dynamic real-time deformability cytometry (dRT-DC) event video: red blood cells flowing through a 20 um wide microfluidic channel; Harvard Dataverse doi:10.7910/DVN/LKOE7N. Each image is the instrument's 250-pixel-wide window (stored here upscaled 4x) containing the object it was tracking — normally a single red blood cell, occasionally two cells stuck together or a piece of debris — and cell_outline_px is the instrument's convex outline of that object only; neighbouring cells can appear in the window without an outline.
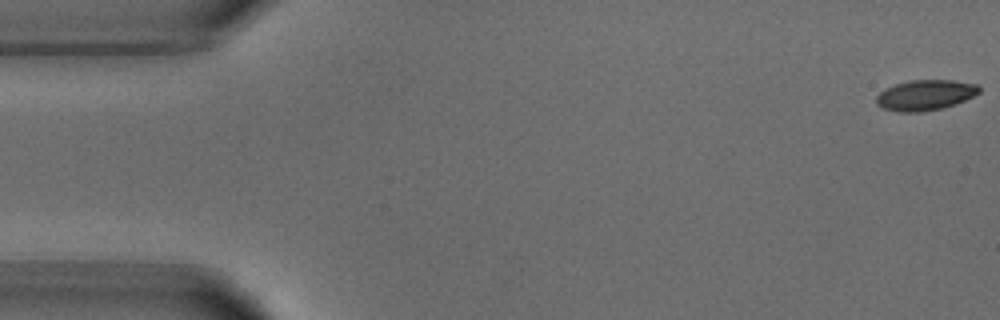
{"species": "common noctule bat (a hibernating species)", "species_latin": "Nyctalus noctula", "temperature_condition": "warm", "stored_images_in_passage": 53, "camera_frame_rate_fps": 3000, "um_per_image_px": 0.085, "animal": {"sex": "male", "body_mass_g": 18.8}, "frame": {"image": 1, "passage_image": 1, "time_ms": 0.0, "image_size_px": [1000, 320], "cell_outline_px": [[980, 92], [956, 104], [940, 108], [920, 112], [896, 112], [884, 108], [876, 104], [876, 96], [884, 88], [908, 80], [952, 80], [976, 84], [980, 88]], "centroid_in_image_um": [78.61, 8.08], "position_along_channel_um": 6.4, "area_um2": 18.21}}
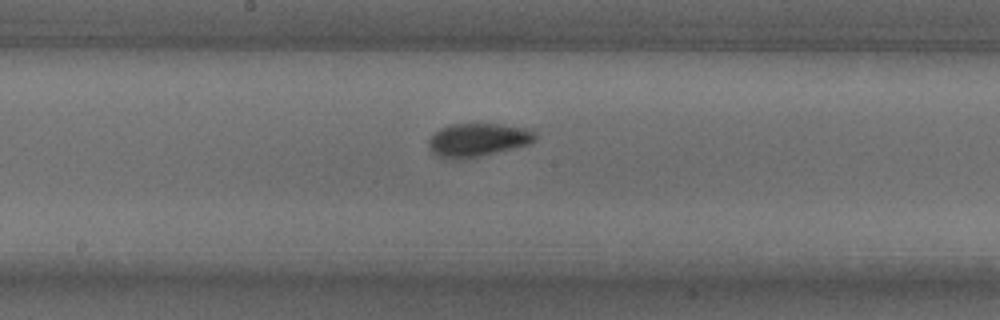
{"frame": {"image": 2, "passage_image": 27, "time_ms": 8.667, "image_size_px": [1000, 320], "cell_outline_px": [[536, 140], [528, 144], [480, 156], [460, 160], [452, 160], [436, 156], [428, 148], [428, 140], [440, 128], [448, 124], [500, 124], [532, 128], [536, 132]], "centroid_in_image_um": [40.61, 11.89], "position_along_channel_um": 207.6, "area_um2": 20.98}}
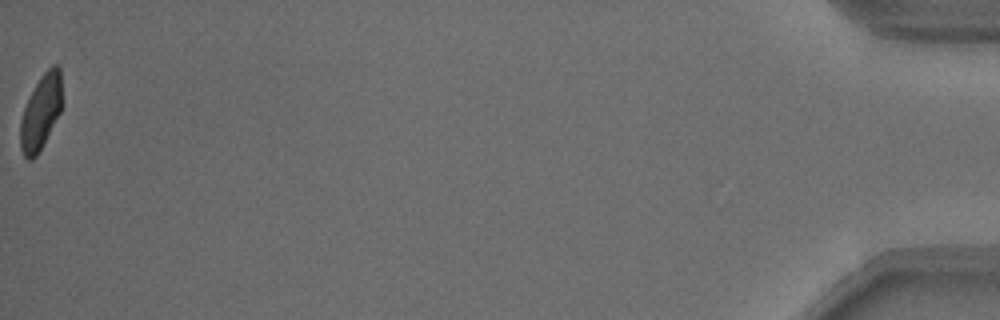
{"frame": {"image": 3, "passage_image": 53, "time_ms": 17.333, "image_size_px": [1000, 320], "cell_outline_px": [[60, 112], [36, 156], [32, 160], [28, 160], [24, 156], [20, 148], [20, 120], [24, 108], [40, 76], [52, 64], [56, 64], [60, 68]], "centroid_in_image_um": [3.44, 9.54], "position_along_channel_um": 431.8, "area_um2": 17.63}, "authors_computed_cell_mechanics": {"area_um2": 19.7098, "velocity_mm_per_s": 3.801, "shape_relaxation_time_tau1_ms": 3.0765, "shape_relaxation_time_tau2_ms": 1.1426, "deformation_change_tau1": 0.1173, "deformation_change_tau2": 0.0499}}